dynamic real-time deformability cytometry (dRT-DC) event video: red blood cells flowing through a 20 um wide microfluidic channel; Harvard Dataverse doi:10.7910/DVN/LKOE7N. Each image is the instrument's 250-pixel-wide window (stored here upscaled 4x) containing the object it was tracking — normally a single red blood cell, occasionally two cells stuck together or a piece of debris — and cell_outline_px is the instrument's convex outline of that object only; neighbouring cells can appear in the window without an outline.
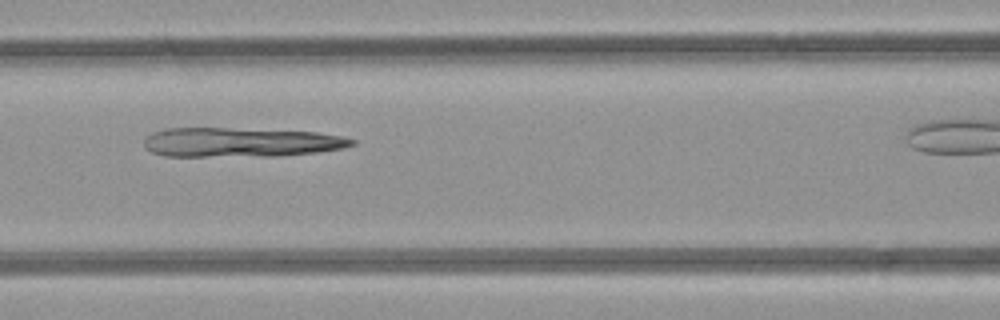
{"species": "common noctule bat (a hibernating species)", "species_latin": "Nyctalus noctula", "temperature_condition": "room temperature", "stored_images_in_passage": 4, "camera_frame_rate_fps": 3000, "um_per_image_px": 0.085, "animal": {"sex": "female", "body_mass_g": 21.9}, "frame": {"image": 1, "passage_image": 3, "time_ms": 3.0, "image_size_px": [1000, 320], "cell_outline_px": [[356, 144], [344, 148], [316, 152], [272, 156], [164, 156], [152, 152], [144, 148], [144, 140], [152, 132], [164, 128], [228, 128], [316, 132], [340, 136], [356, 140]], "centroid_in_image_um": [20.42, 12.09], "position_along_channel_um": 146.2, "area_um2": 35.55}}